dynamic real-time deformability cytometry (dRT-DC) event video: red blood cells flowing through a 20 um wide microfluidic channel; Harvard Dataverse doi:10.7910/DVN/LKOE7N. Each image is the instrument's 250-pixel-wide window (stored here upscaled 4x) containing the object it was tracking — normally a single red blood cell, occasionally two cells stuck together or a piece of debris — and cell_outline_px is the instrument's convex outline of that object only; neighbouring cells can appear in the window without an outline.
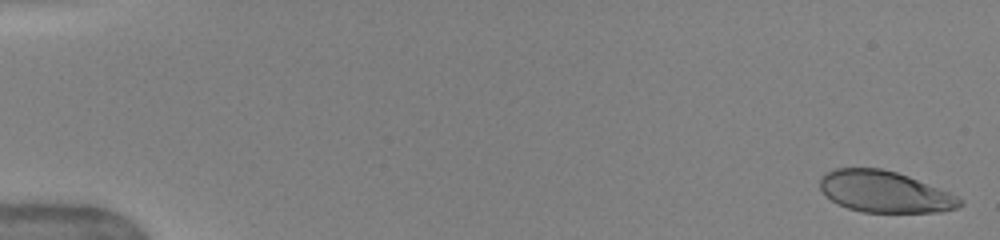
{"species": "human", "species_latin": "Homo sapiens", "temperature_condition": "warm", "stored_images_in_passage": 50, "camera_frame_rate_fps": 3000, "um_per_image_px": 0.085, "donor": {"sex": "female"}, "frame": {"image": 1, "passage_image": 1, "time_ms": 0.0, "image_size_px": [1000, 240], "cell_outline_px": [[964, 204], [956, 208], [940, 212], [864, 212], [848, 208], [824, 196], [820, 188], [820, 176], [824, 172], [832, 168], [880, 168], [896, 172], [908, 176], [948, 192], [964, 200]], "centroid_in_image_um": [75.16, 16.29], "position_along_channel_um": 9.8, "area_um2": 33.76}}
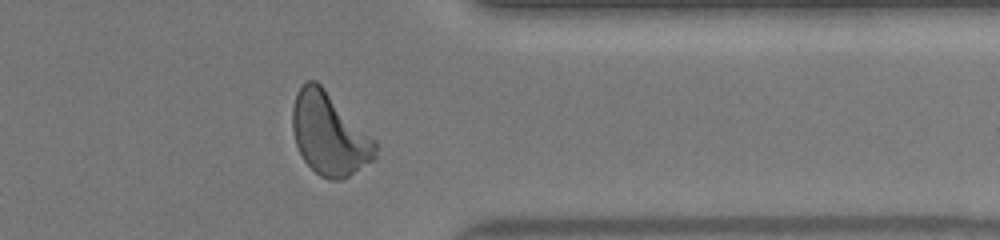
{"frame": {"image": 2, "passage_image": 41, "time_ms": 13.333, "image_size_px": [1000, 240], "cell_outline_px": [[376, 160], [348, 176], [340, 180], [328, 180], [320, 176], [304, 160], [296, 144], [292, 132], [292, 108], [296, 96], [300, 88], [308, 80], [316, 80], [376, 140]], "centroid_in_image_um": [28.01, 11.42], "position_along_channel_um": 383.4, "area_um2": 39.59}}
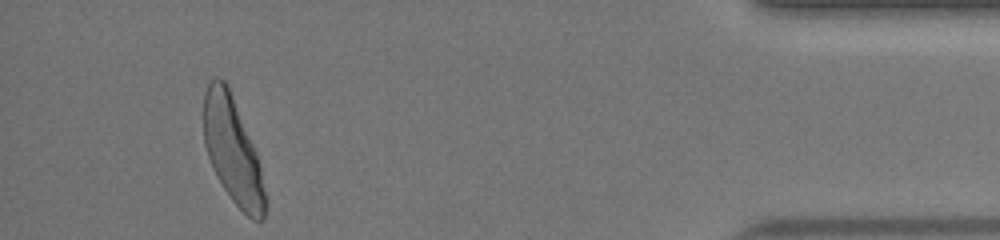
{"frame": {"image": 3, "passage_image": 47, "time_ms": 15.333, "image_size_px": [1000, 240], "cell_outline_px": [[268, 200], [264, 220], [252, 220], [232, 200], [216, 176], [212, 168], [204, 144], [204, 92], [208, 84], [216, 76], [224, 80], [228, 88], [256, 152], [260, 164]], "centroid_in_image_um": [19.79, 12.87], "position_along_channel_um": 415.4, "area_um2": 37.74}, "authors_computed_cell_mechanics": {"area_um2": 37.859, "velocity_mm_per_s": 4.0529, "shape_relaxation_time_tau1_ms": 2.8114, "shape_relaxation_time_tau2_ms": null, "deformation_change_tau1": 0.1717, "deformation_change_tau2": null}}